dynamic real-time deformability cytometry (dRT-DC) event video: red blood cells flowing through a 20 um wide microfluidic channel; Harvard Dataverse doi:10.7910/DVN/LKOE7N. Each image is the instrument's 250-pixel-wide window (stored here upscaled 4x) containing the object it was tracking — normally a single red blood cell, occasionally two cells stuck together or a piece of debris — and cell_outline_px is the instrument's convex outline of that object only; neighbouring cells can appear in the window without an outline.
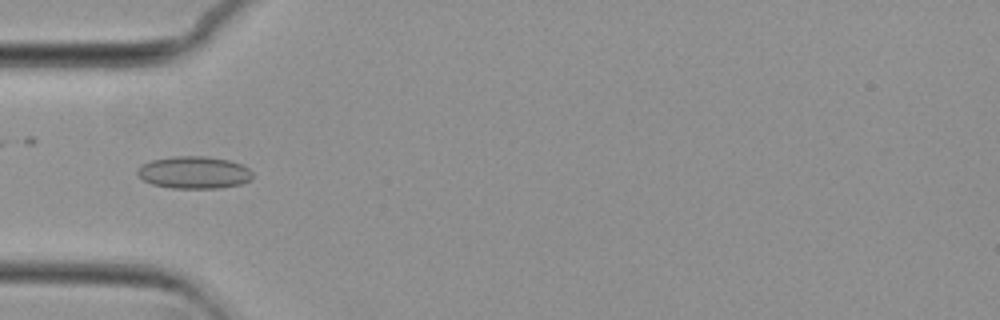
{"species": "common noctule bat (a hibernating species)", "species_latin": "Nyctalus noctula", "temperature_condition": "cold", "stored_images_in_passage": 39, "camera_frame_rate_fps": 3000, "um_per_image_px": 0.085, "animal": {"sex": "female", "body_mass_g": 29.2, "forearm_length_mm": 56.3}, "frame": {"image": 1, "passage_image": 9, "time_ms": 2.667, "image_size_px": [1000, 320], "cell_outline_px": [[252, 176], [248, 180], [240, 184], [220, 188], [172, 188], [152, 184], [144, 180], [136, 172], [144, 164], [152, 160], [176, 156], [208, 156], [228, 160], [240, 164], [248, 168], [252, 172]], "centroid_in_image_um": [16.51, 14.66], "position_along_channel_um": 68.5, "area_um2": 21.39}}
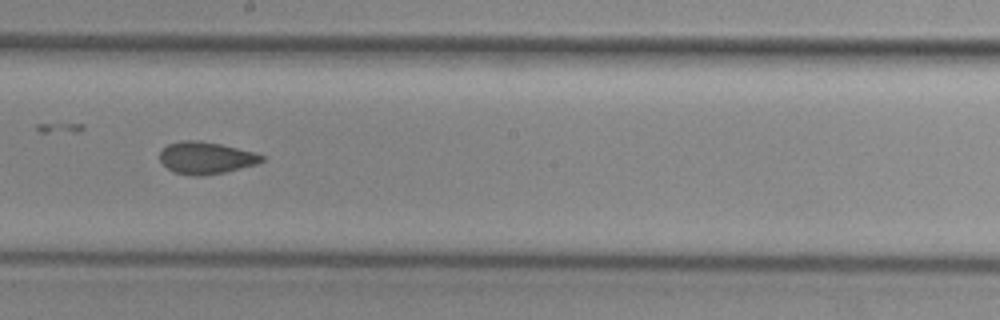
{"frame": {"image": 2, "passage_image": 22, "time_ms": 7.0, "image_size_px": [1000, 320], "cell_outline_px": [[264, 160], [256, 164], [224, 172], [200, 176], [196, 176], [176, 172], [168, 168], [160, 160], [160, 152], [168, 144], [180, 140], [200, 140], [220, 144], [252, 152], [264, 156]], "centroid_in_image_um": [17.49, 13.41], "position_along_channel_um": 230.7, "area_um2": 18.73}}
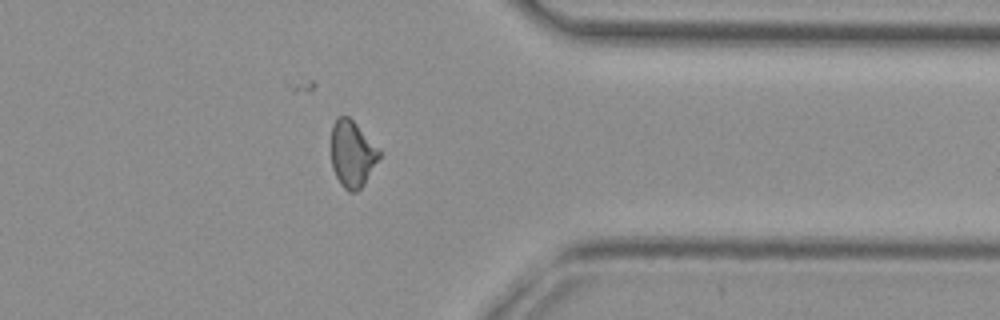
{"frame": {"image": 3, "passage_image": 35, "time_ms": 11.333, "image_size_px": [1000, 320], "cell_outline_px": [[380, 156], [364, 184], [356, 192], [348, 192], [340, 184], [332, 168], [332, 124], [336, 116], [348, 116], [380, 148]], "centroid_in_image_um": [29.94, 13.08], "position_along_channel_um": 381.5, "area_um2": 18.61}, "authors_computed_cell_mechanics": {"area_um2": 19.1896, "velocity_mm_per_s": 3.7394, "shape_relaxation_time_tau1_ms": null, "shape_relaxation_time_tau2_ms": 1.861, "deformation_change_tau1": null, "deformation_change_tau2": 0.06}}